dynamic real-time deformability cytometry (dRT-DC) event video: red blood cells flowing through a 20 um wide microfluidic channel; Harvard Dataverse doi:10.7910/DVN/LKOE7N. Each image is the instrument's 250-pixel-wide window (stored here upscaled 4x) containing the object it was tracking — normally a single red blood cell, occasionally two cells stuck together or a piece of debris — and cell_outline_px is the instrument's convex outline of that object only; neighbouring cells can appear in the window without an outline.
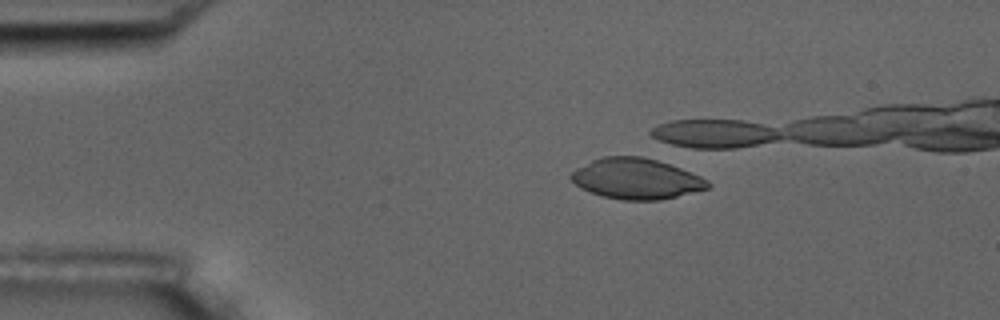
{"species": "common noctule bat (a hibernating species)", "species_latin": "Nyctalus noctula", "temperature_condition": "room temperature", "stored_images_in_passage": 7, "camera_frame_rate_fps": 3000, "um_per_image_px": 0.085, "animal": {"sex": "male", "body_mass_g": 17.5, "forearm_length_mm": 52.3}, "frame": {"image": 1, "passage_image": 3, "time_ms": 3.0, "image_size_px": [1000, 320], "cell_outline_px": [[712, 184], [708, 188], [660, 200], [624, 200], [604, 196], [580, 188], [568, 176], [576, 168], [592, 160], [604, 156], [644, 156], [680, 168], [700, 176], [708, 180]], "centroid_in_image_um": [54.07, 15.18], "position_along_channel_um": 30.9, "area_um2": 32.14}}